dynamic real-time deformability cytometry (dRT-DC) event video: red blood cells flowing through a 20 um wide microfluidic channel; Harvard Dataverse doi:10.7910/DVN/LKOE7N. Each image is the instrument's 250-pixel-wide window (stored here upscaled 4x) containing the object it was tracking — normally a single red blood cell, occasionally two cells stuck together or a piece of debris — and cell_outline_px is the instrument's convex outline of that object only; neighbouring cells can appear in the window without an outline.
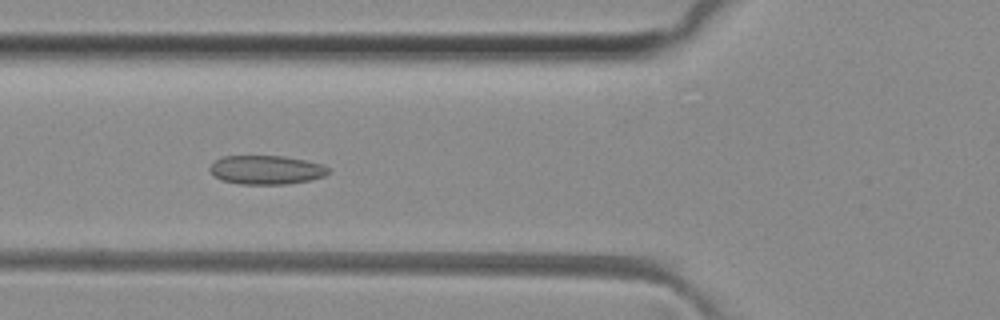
{"species": "common noctule bat (a hibernating species)", "species_latin": "Nyctalus noctula", "temperature_condition": "room temperature", "stored_images_in_passage": 37, "camera_frame_rate_fps": 3000, "um_per_image_px": 0.085, "animal": {"sex": "female", "body_mass_g": 29.2, "forearm_length_mm": 56.3}, "frame": {"image": 1, "passage_image": 16, "time_ms": 5.0, "image_size_px": [1000, 320], "cell_outline_px": [[328, 172], [324, 176], [312, 180], [288, 184], [240, 184], [224, 180], [216, 176], [208, 168], [216, 160], [224, 156], [284, 156], [324, 164], [328, 168]], "centroid_in_image_um": [22.67, 14.44], "position_along_channel_um": 103.1, "area_um2": 19.83}}
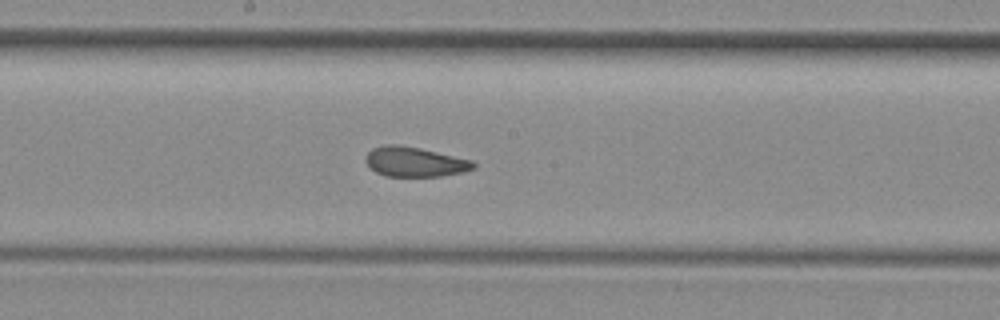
{"frame": {"image": 2, "passage_image": 24, "time_ms": 7.667, "image_size_px": [1000, 320], "cell_outline_px": [[476, 168], [464, 172], [440, 176], [384, 176], [376, 172], [364, 160], [364, 156], [372, 148], [384, 144], [400, 144], [420, 148], [472, 160], [476, 164]], "centroid_in_image_um": [35.24, 13.75], "position_along_channel_um": 213.0, "area_um2": 18.84}}
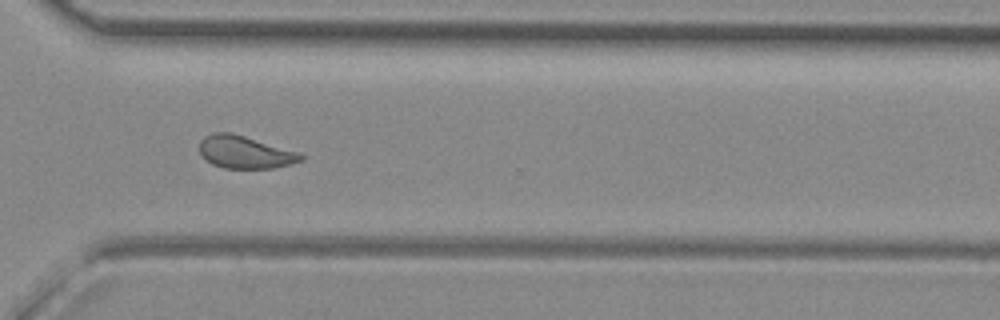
{"frame": {"image": 3, "passage_image": 34, "time_ms": 11.0, "image_size_px": [1000, 320], "cell_outline_px": [[304, 160], [292, 164], [272, 168], [224, 168], [212, 164], [200, 152], [200, 140], [204, 136], [212, 132], [232, 132], [300, 152], [304, 156]], "centroid_in_image_um": [20.85, 12.92], "position_along_channel_um": 349.7, "area_um2": 19.36}, "authors_computed_cell_mechanics": {"area_um2": 19.363, "velocity_mm_per_s": 4.1071, "shape_relaxation_time_tau1_ms": null, "shape_relaxation_time_tau2_ms": 1.6649, "deformation_change_tau1": null, "deformation_change_tau2": 0.0811}}